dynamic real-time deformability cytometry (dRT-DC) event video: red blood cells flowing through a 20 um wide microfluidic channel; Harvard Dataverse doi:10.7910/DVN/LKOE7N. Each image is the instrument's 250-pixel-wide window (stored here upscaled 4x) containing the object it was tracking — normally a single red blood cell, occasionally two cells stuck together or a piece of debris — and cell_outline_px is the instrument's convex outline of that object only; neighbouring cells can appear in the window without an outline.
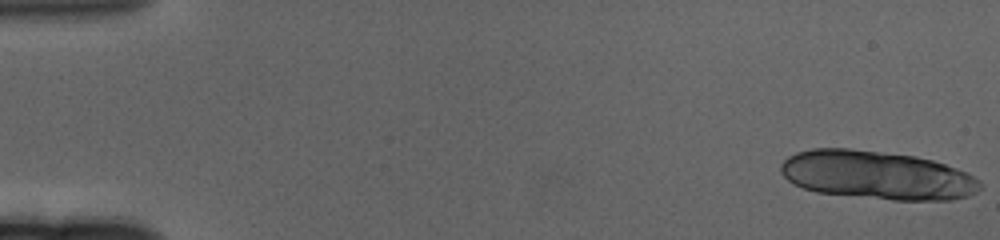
{"species": "human", "species_latin": "Homo sapiens", "temperature_condition": "cold", "stored_images_in_passage": 18, "camera_frame_rate_fps": 3000, "um_per_image_px": 0.085, "donor": {"sex": "female"}, "frame": {"image": 1, "passage_image": 1, "time_ms": 0.0, "image_size_px": [1000, 240], "cell_outline_px": [[980, 188], [976, 192], [968, 196], [952, 200], [892, 200], [816, 192], [804, 188], [788, 180], [780, 172], [780, 164], [788, 156], [796, 152], [812, 148], [848, 148], [916, 156], [932, 160], [956, 168], [980, 180]], "centroid_in_image_um": [74.52, 14.89], "position_along_channel_um": 10.5, "area_um2": 56.3}}